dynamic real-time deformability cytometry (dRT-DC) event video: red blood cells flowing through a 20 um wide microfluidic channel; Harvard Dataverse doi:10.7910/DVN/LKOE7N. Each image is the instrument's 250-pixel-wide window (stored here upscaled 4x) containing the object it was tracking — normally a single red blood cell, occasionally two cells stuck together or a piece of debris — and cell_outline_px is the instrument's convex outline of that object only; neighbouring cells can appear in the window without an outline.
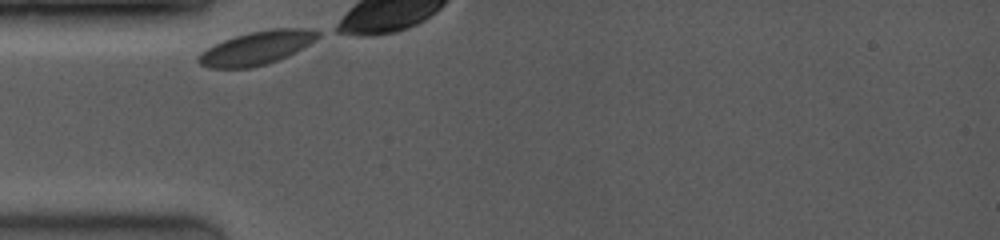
{"species": "common noctule bat (a hibernating species)", "species_latin": "Nyctalus noctula", "temperature_condition": "room temperature", "stored_images_in_passage": 6, "camera_frame_rate_fps": 4000, "um_per_image_px": 0.085, "animal": {"sex": "female", "body_mass_g": 19.0, "forearm_length_mm": 53.3}, "frame": {"image": 1, "passage_image": 1, "time_ms": 0.0, "image_size_px": [1000, 240], "cell_outline_px": [[320, 36], [308, 44], [276, 60], [264, 64], [248, 68], [212, 68], [200, 64], [196, 60], [196, 56], [200, 52], [224, 40], [248, 32], [272, 28], [304, 28], [320, 32]], "centroid_in_image_um": [21.76, 4.06], "position_along_channel_um": 63.2, "area_um2": 22.77}}